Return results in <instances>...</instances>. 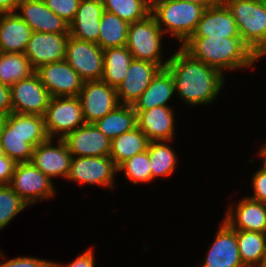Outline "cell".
Masks as SVG:
<instances>
[{"instance_id": "cell-27", "label": "cell", "mask_w": 266, "mask_h": 267, "mask_svg": "<svg viewBox=\"0 0 266 267\" xmlns=\"http://www.w3.org/2000/svg\"><path fill=\"white\" fill-rule=\"evenodd\" d=\"M93 124L112 140L137 127V114L132 105L120 104L115 110Z\"/></svg>"}, {"instance_id": "cell-11", "label": "cell", "mask_w": 266, "mask_h": 267, "mask_svg": "<svg viewBox=\"0 0 266 267\" xmlns=\"http://www.w3.org/2000/svg\"><path fill=\"white\" fill-rule=\"evenodd\" d=\"M78 98L85 123H94L120 105L116 88L102 80L84 81Z\"/></svg>"}, {"instance_id": "cell-20", "label": "cell", "mask_w": 266, "mask_h": 267, "mask_svg": "<svg viewBox=\"0 0 266 267\" xmlns=\"http://www.w3.org/2000/svg\"><path fill=\"white\" fill-rule=\"evenodd\" d=\"M191 37L228 38L240 35L232 13L223 3L205 8Z\"/></svg>"}, {"instance_id": "cell-13", "label": "cell", "mask_w": 266, "mask_h": 267, "mask_svg": "<svg viewBox=\"0 0 266 267\" xmlns=\"http://www.w3.org/2000/svg\"><path fill=\"white\" fill-rule=\"evenodd\" d=\"M35 73L51 97L78 96L84 83L66 60L40 66Z\"/></svg>"}, {"instance_id": "cell-34", "label": "cell", "mask_w": 266, "mask_h": 267, "mask_svg": "<svg viewBox=\"0 0 266 267\" xmlns=\"http://www.w3.org/2000/svg\"><path fill=\"white\" fill-rule=\"evenodd\" d=\"M148 151H144L126 160L118 167V172L124 171L129 180L137 185L139 182L152 181Z\"/></svg>"}, {"instance_id": "cell-16", "label": "cell", "mask_w": 266, "mask_h": 267, "mask_svg": "<svg viewBox=\"0 0 266 267\" xmlns=\"http://www.w3.org/2000/svg\"><path fill=\"white\" fill-rule=\"evenodd\" d=\"M72 157L108 156L111 139L106 137L93 123H85L64 139Z\"/></svg>"}, {"instance_id": "cell-39", "label": "cell", "mask_w": 266, "mask_h": 267, "mask_svg": "<svg viewBox=\"0 0 266 267\" xmlns=\"http://www.w3.org/2000/svg\"><path fill=\"white\" fill-rule=\"evenodd\" d=\"M16 163L5 154L0 157V185H9Z\"/></svg>"}, {"instance_id": "cell-35", "label": "cell", "mask_w": 266, "mask_h": 267, "mask_svg": "<svg viewBox=\"0 0 266 267\" xmlns=\"http://www.w3.org/2000/svg\"><path fill=\"white\" fill-rule=\"evenodd\" d=\"M27 206L9 185H0V231Z\"/></svg>"}, {"instance_id": "cell-30", "label": "cell", "mask_w": 266, "mask_h": 267, "mask_svg": "<svg viewBox=\"0 0 266 267\" xmlns=\"http://www.w3.org/2000/svg\"><path fill=\"white\" fill-rule=\"evenodd\" d=\"M129 24L117 15L104 11L100 18V33L97 45L103 50L126 45Z\"/></svg>"}, {"instance_id": "cell-38", "label": "cell", "mask_w": 266, "mask_h": 267, "mask_svg": "<svg viewBox=\"0 0 266 267\" xmlns=\"http://www.w3.org/2000/svg\"><path fill=\"white\" fill-rule=\"evenodd\" d=\"M4 254L0 252V257ZM49 260L38 259L35 257H17L0 263V267H43Z\"/></svg>"}, {"instance_id": "cell-43", "label": "cell", "mask_w": 266, "mask_h": 267, "mask_svg": "<svg viewBox=\"0 0 266 267\" xmlns=\"http://www.w3.org/2000/svg\"><path fill=\"white\" fill-rule=\"evenodd\" d=\"M179 1L196 3V4L204 6L205 8L217 6V5L223 4L224 2V0H179Z\"/></svg>"}, {"instance_id": "cell-12", "label": "cell", "mask_w": 266, "mask_h": 267, "mask_svg": "<svg viewBox=\"0 0 266 267\" xmlns=\"http://www.w3.org/2000/svg\"><path fill=\"white\" fill-rule=\"evenodd\" d=\"M10 96L13 112L40 116H44L51 98L36 73L11 85Z\"/></svg>"}, {"instance_id": "cell-33", "label": "cell", "mask_w": 266, "mask_h": 267, "mask_svg": "<svg viewBox=\"0 0 266 267\" xmlns=\"http://www.w3.org/2000/svg\"><path fill=\"white\" fill-rule=\"evenodd\" d=\"M104 10L132 24L151 14L150 0H102Z\"/></svg>"}, {"instance_id": "cell-26", "label": "cell", "mask_w": 266, "mask_h": 267, "mask_svg": "<svg viewBox=\"0 0 266 267\" xmlns=\"http://www.w3.org/2000/svg\"><path fill=\"white\" fill-rule=\"evenodd\" d=\"M103 55L104 68L101 80L117 89L127 75L134 58L126 46L106 48Z\"/></svg>"}, {"instance_id": "cell-15", "label": "cell", "mask_w": 266, "mask_h": 267, "mask_svg": "<svg viewBox=\"0 0 266 267\" xmlns=\"http://www.w3.org/2000/svg\"><path fill=\"white\" fill-rule=\"evenodd\" d=\"M53 138L34 147L31 162L50 179L62 176L66 179L72 155L63 139H57L56 146H53Z\"/></svg>"}, {"instance_id": "cell-40", "label": "cell", "mask_w": 266, "mask_h": 267, "mask_svg": "<svg viewBox=\"0 0 266 267\" xmlns=\"http://www.w3.org/2000/svg\"><path fill=\"white\" fill-rule=\"evenodd\" d=\"M92 249L93 248L86 250V252L76 257V259L69 264L63 265L62 263L60 264L56 262L57 267H94L95 261Z\"/></svg>"}, {"instance_id": "cell-23", "label": "cell", "mask_w": 266, "mask_h": 267, "mask_svg": "<svg viewBox=\"0 0 266 267\" xmlns=\"http://www.w3.org/2000/svg\"><path fill=\"white\" fill-rule=\"evenodd\" d=\"M173 108L156 106L152 109L136 112L137 127L149 141H171L174 136Z\"/></svg>"}, {"instance_id": "cell-46", "label": "cell", "mask_w": 266, "mask_h": 267, "mask_svg": "<svg viewBox=\"0 0 266 267\" xmlns=\"http://www.w3.org/2000/svg\"><path fill=\"white\" fill-rule=\"evenodd\" d=\"M43 267H57V264L49 260Z\"/></svg>"}, {"instance_id": "cell-10", "label": "cell", "mask_w": 266, "mask_h": 267, "mask_svg": "<svg viewBox=\"0 0 266 267\" xmlns=\"http://www.w3.org/2000/svg\"><path fill=\"white\" fill-rule=\"evenodd\" d=\"M118 167L108 156L72 157L67 180L85 185L114 187V176Z\"/></svg>"}, {"instance_id": "cell-45", "label": "cell", "mask_w": 266, "mask_h": 267, "mask_svg": "<svg viewBox=\"0 0 266 267\" xmlns=\"http://www.w3.org/2000/svg\"><path fill=\"white\" fill-rule=\"evenodd\" d=\"M5 119H6L5 116L0 115V135H1V132H2V128H3V125H4Z\"/></svg>"}, {"instance_id": "cell-41", "label": "cell", "mask_w": 266, "mask_h": 267, "mask_svg": "<svg viewBox=\"0 0 266 267\" xmlns=\"http://www.w3.org/2000/svg\"><path fill=\"white\" fill-rule=\"evenodd\" d=\"M12 112L10 86L0 82V115L6 117Z\"/></svg>"}, {"instance_id": "cell-2", "label": "cell", "mask_w": 266, "mask_h": 267, "mask_svg": "<svg viewBox=\"0 0 266 267\" xmlns=\"http://www.w3.org/2000/svg\"><path fill=\"white\" fill-rule=\"evenodd\" d=\"M181 47L193 58L223 71L249 68L259 59L241 37H190Z\"/></svg>"}, {"instance_id": "cell-19", "label": "cell", "mask_w": 266, "mask_h": 267, "mask_svg": "<svg viewBox=\"0 0 266 267\" xmlns=\"http://www.w3.org/2000/svg\"><path fill=\"white\" fill-rule=\"evenodd\" d=\"M17 14L33 32L69 33V24L52 12L43 0H22Z\"/></svg>"}, {"instance_id": "cell-44", "label": "cell", "mask_w": 266, "mask_h": 267, "mask_svg": "<svg viewBox=\"0 0 266 267\" xmlns=\"http://www.w3.org/2000/svg\"><path fill=\"white\" fill-rule=\"evenodd\" d=\"M260 148L259 155L264 159L262 168L266 170V143Z\"/></svg>"}, {"instance_id": "cell-22", "label": "cell", "mask_w": 266, "mask_h": 267, "mask_svg": "<svg viewBox=\"0 0 266 267\" xmlns=\"http://www.w3.org/2000/svg\"><path fill=\"white\" fill-rule=\"evenodd\" d=\"M231 207L224 221L232 229L266 233V204L245 197Z\"/></svg>"}, {"instance_id": "cell-4", "label": "cell", "mask_w": 266, "mask_h": 267, "mask_svg": "<svg viewBox=\"0 0 266 267\" xmlns=\"http://www.w3.org/2000/svg\"><path fill=\"white\" fill-rule=\"evenodd\" d=\"M243 42L260 59L266 55V0H224Z\"/></svg>"}, {"instance_id": "cell-14", "label": "cell", "mask_w": 266, "mask_h": 267, "mask_svg": "<svg viewBox=\"0 0 266 267\" xmlns=\"http://www.w3.org/2000/svg\"><path fill=\"white\" fill-rule=\"evenodd\" d=\"M69 33L32 32L24 55L34 70L40 66L65 60Z\"/></svg>"}, {"instance_id": "cell-21", "label": "cell", "mask_w": 266, "mask_h": 267, "mask_svg": "<svg viewBox=\"0 0 266 267\" xmlns=\"http://www.w3.org/2000/svg\"><path fill=\"white\" fill-rule=\"evenodd\" d=\"M104 11L102 0H81L75 18L69 24V35L97 44Z\"/></svg>"}, {"instance_id": "cell-48", "label": "cell", "mask_w": 266, "mask_h": 267, "mask_svg": "<svg viewBox=\"0 0 266 267\" xmlns=\"http://www.w3.org/2000/svg\"><path fill=\"white\" fill-rule=\"evenodd\" d=\"M3 155H4V152H3V150H2V148L0 146V157H2Z\"/></svg>"}, {"instance_id": "cell-42", "label": "cell", "mask_w": 266, "mask_h": 267, "mask_svg": "<svg viewBox=\"0 0 266 267\" xmlns=\"http://www.w3.org/2000/svg\"><path fill=\"white\" fill-rule=\"evenodd\" d=\"M22 0H0V14L18 11Z\"/></svg>"}, {"instance_id": "cell-1", "label": "cell", "mask_w": 266, "mask_h": 267, "mask_svg": "<svg viewBox=\"0 0 266 267\" xmlns=\"http://www.w3.org/2000/svg\"><path fill=\"white\" fill-rule=\"evenodd\" d=\"M166 68L173 77L175 91L188 105L213 102L225 83L221 71L193 58L181 46L168 59Z\"/></svg>"}, {"instance_id": "cell-37", "label": "cell", "mask_w": 266, "mask_h": 267, "mask_svg": "<svg viewBox=\"0 0 266 267\" xmlns=\"http://www.w3.org/2000/svg\"><path fill=\"white\" fill-rule=\"evenodd\" d=\"M252 183L254 195L248 198L266 204V170L263 168L257 170Z\"/></svg>"}, {"instance_id": "cell-3", "label": "cell", "mask_w": 266, "mask_h": 267, "mask_svg": "<svg viewBox=\"0 0 266 267\" xmlns=\"http://www.w3.org/2000/svg\"><path fill=\"white\" fill-rule=\"evenodd\" d=\"M48 138L43 116L12 112L6 116L0 146L16 164L31 162L34 147Z\"/></svg>"}, {"instance_id": "cell-8", "label": "cell", "mask_w": 266, "mask_h": 267, "mask_svg": "<svg viewBox=\"0 0 266 267\" xmlns=\"http://www.w3.org/2000/svg\"><path fill=\"white\" fill-rule=\"evenodd\" d=\"M9 186L28 206L56 193L52 180L32 162L16 164Z\"/></svg>"}, {"instance_id": "cell-6", "label": "cell", "mask_w": 266, "mask_h": 267, "mask_svg": "<svg viewBox=\"0 0 266 267\" xmlns=\"http://www.w3.org/2000/svg\"><path fill=\"white\" fill-rule=\"evenodd\" d=\"M162 35L164 33L150 14L140 21L129 24L126 47L135 60L149 61L161 69L166 68L168 60L162 62Z\"/></svg>"}, {"instance_id": "cell-5", "label": "cell", "mask_w": 266, "mask_h": 267, "mask_svg": "<svg viewBox=\"0 0 266 267\" xmlns=\"http://www.w3.org/2000/svg\"><path fill=\"white\" fill-rule=\"evenodd\" d=\"M205 7L179 0H153L151 14L163 33L171 34L183 45L195 31ZM164 25V28H163Z\"/></svg>"}, {"instance_id": "cell-36", "label": "cell", "mask_w": 266, "mask_h": 267, "mask_svg": "<svg viewBox=\"0 0 266 267\" xmlns=\"http://www.w3.org/2000/svg\"><path fill=\"white\" fill-rule=\"evenodd\" d=\"M81 0H43L45 5L57 16L70 24L76 15Z\"/></svg>"}, {"instance_id": "cell-9", "label": "cell", "mask_w": 266, "mask_h": 267, "mask_svg": "<svg viewBox=\"0 0 266 267\" xmlns=\"http://www.w3.org/2000/svg\"><path fill=\"white\" fill-rule=\"evenodd\" d=\"M65 60L84 81L101 80L104 55L97 44L69 36Z\"/></svg>"}, {"instance_id": "cell-17", "label": "cell", "mask_w": 266, "mask_h": 267, "mask_svg": "<svg viewBox=\"0 0 266 267\" xmlns=\"http://www.w3.org/2000/svg\"><path fill=\"white\" fill-rule=\"evenodd\" d=\"M160 69L152 62L133 59L127 75L116 89L120 104L133 105Z\"/></svg>"}, {"instance_id": "cell-29", "label": "cell", "mask_w": 266, "mask_h": 267, "mask_svg": "<svg viewBox=\"0 0 266 267\" xmlns=\"http://www.w3.org/2000/svg\"><path fill=\"white\" fill-rule=\"evenodd\" d=\"M241 261L245 267H260L266 253V233L236 230Z\"/></svg>"}, {"instance_id": "cell-7", "label": "cell", "mask_w": 266, "mask_h": 267, "mask_svg": "<svg viewBox=\"0 0 266 267\" xmlns=\"http://www.w3.org/2000/svg\"><path fill=\"white\" fill-rule=\"evenodd\" d=\"M43 117L47 135L53 139L55 135L64 139L85 124L78 96L51 97Z\"/></svg>"}, {"instance_id": "cell-18", "label": "cell", "mask_w": 266, "mask_h": 267, "mask_svg": "<svg viewBox=\"0 0 266 267\" xmlns=\"http://www.w3.org/2000/svg\"><path fill=\"white\" fill-rule=\"evenodd\" d=\"M200 267H245L239 255L236 230L232 229L224 220L204 264Z\"/></svg>"}, {"instance_id": "cell-47", "label": "cell", "mask_w": 266, "mask_h": 267, "mask_svg": "<svg viewBox=\"0 0 266 267\" xmlns=\"http://www.w3.org/2000/svg\"><path fill=\"white\" fill-rule=\"evenodd\" d=\"M261 267H266V253H265L264 261Z\"/></svg>"}, {"instance_id": "cell-32", "label": "cell", "mask_w": 266, "mask_h": 267, "mask_svg": "<svg viewBox=\"0 0 266 267\" xmlns=\"http://www.w3.org/2000/svg\"><path fill=\"white\" fill-rule=\"evenodd\" d=\"M147 151L150 159L152 181L159 176H169L176 169V153L167 141H150Z\"/></svg>"}, {"instance_id": "cell-31", "label": "cell", "mask_w": 266, "mask_h": 267, "mask_svg": "<svg viewBox=\"0 0 266 267\" xmlns=\"http://www.w3.org/2000/svg\"><path fill=\"white\" fill-rule=\"evenodd\" d=\"M35 70L22 53H3L0 58V82L11 86L30 77Z\"/></svg>"}, {"instance_id": "cell-28", "label": "cell", "mask_w": 266, "mask_h": 267, "mask_svg": "<svg viewBox=\"0 0 266 267\" xmlns=\"http://www.w3.org/2000/svg\"><path fill=\"white\" fill-rule=\"evenodd\" d=\"M149 142L147 136L136 127L111 140L109 156L119 167L126 160L146 151Z\"/></svg>"}, {"instance_id": "cell-25", "label": "cell", "mask_w": 266, "mask_h": 267, "mask_svg": "<svg viewBox=\"0 0 266 267\" xmlns=\"http://www.w3.org/2000/svg\"><path fill=\"white\" fill-rule=\"evenodd\" d=\"M174 92L176 91L173 77L167 68H162L132 106L135 112L146 111L156 106L171 107L167 102Z\"/></svg>"}, {"instance_id": "cell-24", "label": "cell", "mask_w": 266, "mask_h": 267, "mask_svg": "<svg viewBox=\"0 0 266 267\" xmlns=\"http://www.w3.org/2000/svg\"><path fill=\"white\" fill-rule=\"evenodd\" d=\"M32 32L17 12L0 14V51L24 54Z\"/></svg>"}]
</instances>
